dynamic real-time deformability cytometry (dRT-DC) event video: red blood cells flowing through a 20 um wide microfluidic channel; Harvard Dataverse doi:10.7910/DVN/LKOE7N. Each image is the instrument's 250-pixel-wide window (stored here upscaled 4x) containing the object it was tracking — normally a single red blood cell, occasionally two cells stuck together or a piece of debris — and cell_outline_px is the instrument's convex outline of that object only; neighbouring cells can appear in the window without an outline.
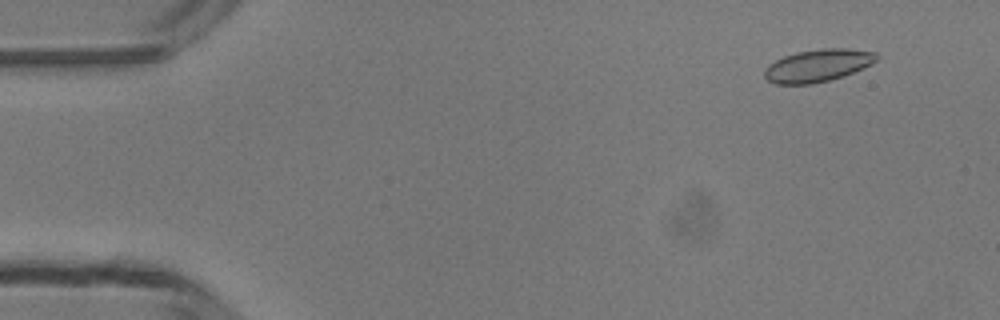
{"species": "common noctule bat (a hibernating species)", "species_latin": "Nyctalus noctula", "temperature_condition": "room temperature", "stored_images_in_passage": 50, "camera_frame_rate_fps": 3000, "um_per_image_px": 0.085, "animal": {"sex": "male", "body_mass_g": 13.3}, "frame": {"image": 1, "passage_image": 5, "time_ms": 1.333, "image_size_px": [1000, 320], "cell_outline_px": [[880, 60], [872, 64], [844, 76], [812, 84], [776, 84], [768, 80], [764, 76], [764, 68], [768, 64], [784, 56], [796, 52], [820, 48], [848, 48], [876, 52], [880, 56]], "centroid_in_image_um": [69.55, 5.56], "position_along_channel_um": 15.5, "area_um2": 21.5}}
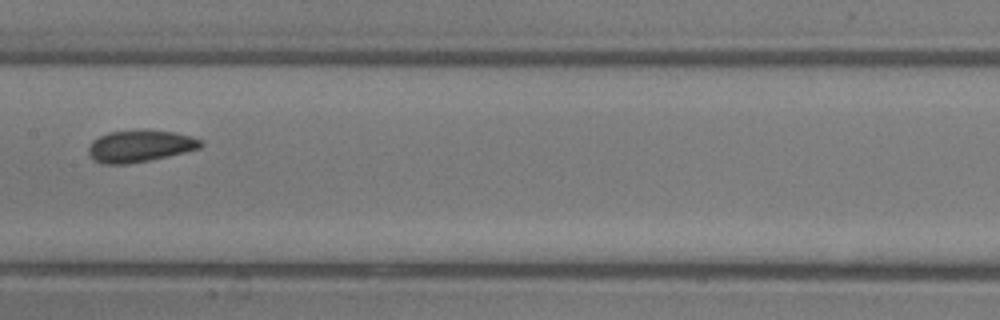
{"frame": {"image": 2, "passage_image": 26, "time_ms": 8.333, "image_size_px": [1000, 320], "cell_outline_px": [[204, 144], [200, 148], [168, 156], [128, 164], [104, 164], [96, 160], [88, 152], [88, 148], [92, 140], [108, 132], [144, 128], [176, 132], [192, 136], [204, 140]], "centroid_in_image_um": [11.94, 12.38], "position_along_channel_um": 195.5, "area_um2": 21.21}}
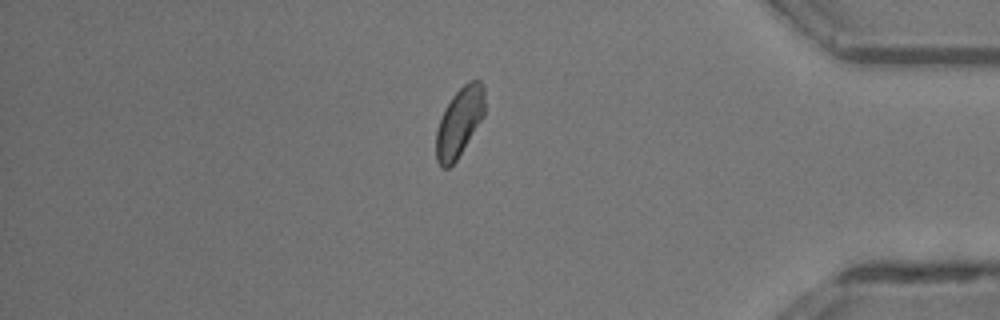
{"frame": {"image": 3, "passage_image": 43, "time_ms": 14.0, "image_size_px": [1000, 320], "cell_outline_px": [[484, 116], [456, 160], [448, 168], [440, 168], [436, 160], [436, 132], [444, 108], [452, 96], [468, 80], [480, 80], [484, 84]], "centroid_in_image_um": [39.04, 10.37], "position_along_channel_um": 396.2, "area_um2": 19.54}, "authors_computed_cell_mechanics": {"area_um2": 20.5768, "velocity_mm_per_s": 4.13, "shape_relaxation_time_tau1_ms": 8.9925, "shape_relaxation_time_tau2_ms": 1.8264, "deformation_change_tau1": 0.096, "deformation_change_tau2": 0.0525}}